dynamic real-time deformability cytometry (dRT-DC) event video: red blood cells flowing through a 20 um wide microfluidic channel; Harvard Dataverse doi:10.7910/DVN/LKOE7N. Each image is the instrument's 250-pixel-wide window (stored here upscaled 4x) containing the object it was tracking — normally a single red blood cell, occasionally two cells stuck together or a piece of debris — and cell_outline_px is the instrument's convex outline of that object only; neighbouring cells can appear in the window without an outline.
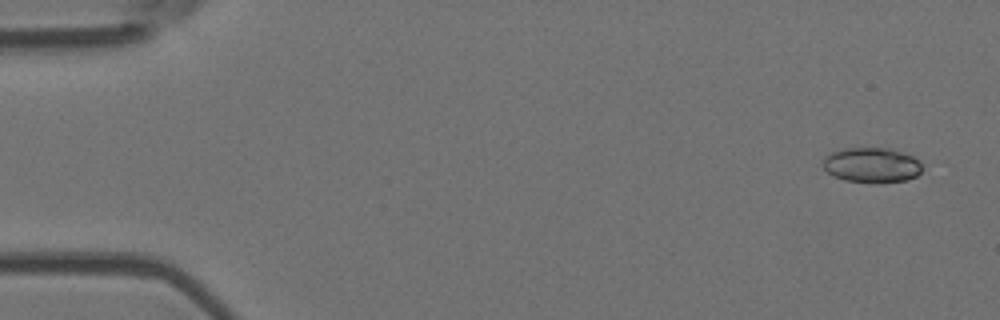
{"species": "Egyptian fruit bat (a non-hibernating species)", "species_latin": "Rousettus aegyptiacus", "temperature_condition": "room temperature", "stored_images_in_passage": 5, "camera_frame_rate_fps": 3000, "um_per_image_px": 0.085, "animal": {"sex": "female"}, "frame": {"image": 1, "passage_image": 1, "time_ms": 0.0, "image_size_px": [1000, 320], "cell_outline_px": [[920, 172], [916, 176], [908, 180], [880, 184], [876, 184], [844, 180], [832, 176], [824, 168], [824, 156], [832, 152], [844, 148], [892, 148], [912, 156], [920, 160]], "centroid_in_image_um": [74.1, 14.05], "position_along_channel_um": 10.9, "area_um2": 20.58}}